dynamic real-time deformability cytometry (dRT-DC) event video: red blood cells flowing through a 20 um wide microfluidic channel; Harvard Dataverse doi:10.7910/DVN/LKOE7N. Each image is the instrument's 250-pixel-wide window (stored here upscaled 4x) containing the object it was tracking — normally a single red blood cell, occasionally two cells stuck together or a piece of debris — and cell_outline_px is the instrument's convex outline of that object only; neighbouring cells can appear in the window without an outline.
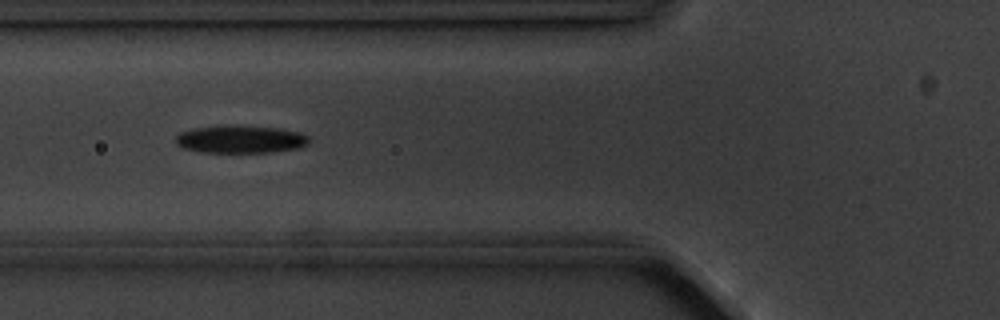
{"species": "common noctule bat (a hibernating species)", "species_latin": "Nyctalus noctula", "temperature_condition": "cold", "stored_images_in_passage": 9, "camera_frame_rate_fps": 3000, "um_per_image_px": 0.085, "animal": {"sex": "male", "body_mass_g": 20.1, "forearm_length_mm": 53.5}, "frame": {"image": 1, "passage_image": 6, "time_ms": 5.667, "image_size_px": [1000, 320], "cell_outline_px": [[308, 144], [300, 148], [272, 152], [200, 152], [184, 148], [176, 144], [176, 136], [180, 132], [196, 128], [220, 124], [244, 124], [280, 128], [300, 132], [308, 136]], "centroid_in_image_um": [20.46, 11.81], "position_along_channel_um": 105.3, "area_um2": 22.08}}